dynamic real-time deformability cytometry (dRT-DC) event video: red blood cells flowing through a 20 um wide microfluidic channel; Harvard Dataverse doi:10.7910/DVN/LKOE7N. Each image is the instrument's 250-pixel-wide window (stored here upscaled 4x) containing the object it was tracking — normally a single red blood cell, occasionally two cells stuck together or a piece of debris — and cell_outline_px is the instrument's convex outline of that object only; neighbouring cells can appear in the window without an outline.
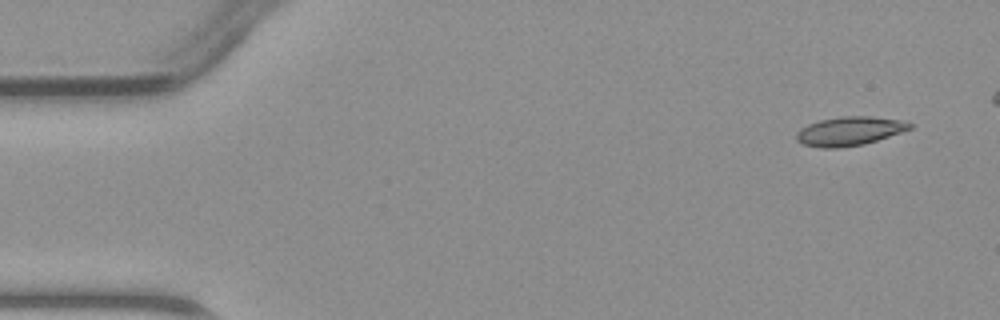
{"species": "common noctule bat (a hibernating species)", "species_latin": "Nyctalus noctula", "temperature_condition": "warm", "stored_images_in_passage": 3, "camera_frame_rate_fps": 3000, "um_per_image_px": 0.085, "animal": {"sex": "male", "body_mass_g": 23.1, "forearm_length_mm": 52.7}, "frame": {"image": 1, "passage_image": 1, "time_ms": 0.0, "image_size_px": [1000, 320], "cell_outline_px": [[912, 128], [864, 144], [836, 148], [820, 148], [804, 144], [796, 140], [796, 132], [800, 128], [808, 124], [820, 120], [840, 116], [872, 116], [900, 120], [912, 124]], "centroid_in_image_um": [72.16, 11.14], "position_along_channel_um": 12.8, "area_um2": 18.96}}